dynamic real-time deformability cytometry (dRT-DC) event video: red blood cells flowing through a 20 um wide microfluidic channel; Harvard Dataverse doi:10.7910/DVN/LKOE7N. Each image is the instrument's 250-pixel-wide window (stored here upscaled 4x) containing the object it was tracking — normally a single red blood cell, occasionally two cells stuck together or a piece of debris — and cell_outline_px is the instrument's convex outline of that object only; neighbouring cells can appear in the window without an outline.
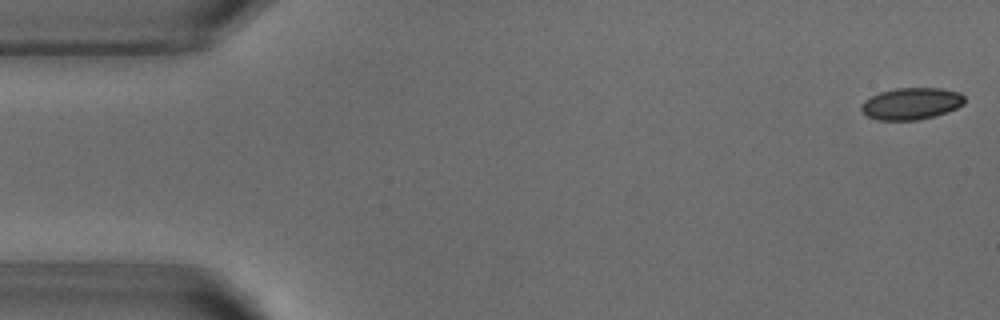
{"species": "common noctule bat (a hibernating species)", "species_latin": "Nyctalus noctula", "temperature_condition": "warm", "stored_images_in_passage": 52, "camera_frame_rate_fps": 3000, "um_per_image_px": 0.085, "animal": {"sex": "male", "body_mass_g": 18.8}, "frame": {"image": 1, "passage_image": 1, "time_ms": 0.0, "image_size_px": [1000, 320], "cell_outline_px": [[964, 104], [956, 108], [936, 116], [916, 120], [876, 120], [868, 116], [860, 108], [864, 100], [880, 92], [896, 88], [940, 88], [960, 92], [964, 96]], "centroid_in_image_um": [77.47, 8.81], "position_along_channel_um": 7.5, "area_um2": 19.13}}
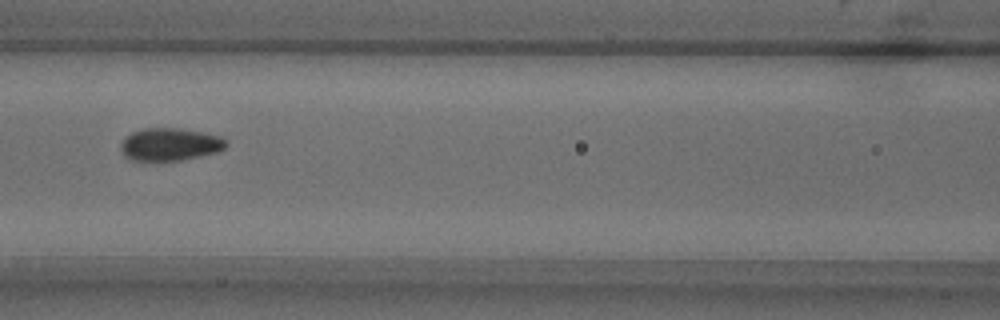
{"frame": {"image": 2, "passage_image": 22, "time_ms": 7.0, "image_size_px": [1000, 320], "cell_outline_px": [[228, 144], [224, 148], [216, 152], [200, 156], [180, 160], [128, 160], [120, 152], [120, 144], [124, 136], [140, 128], [180, 128], [204, 132], [220, 136]], "centroid_in_image_um": [14.38, 12.26], "position_along_channel_um": 152.2, "area_um2": 20.23}}
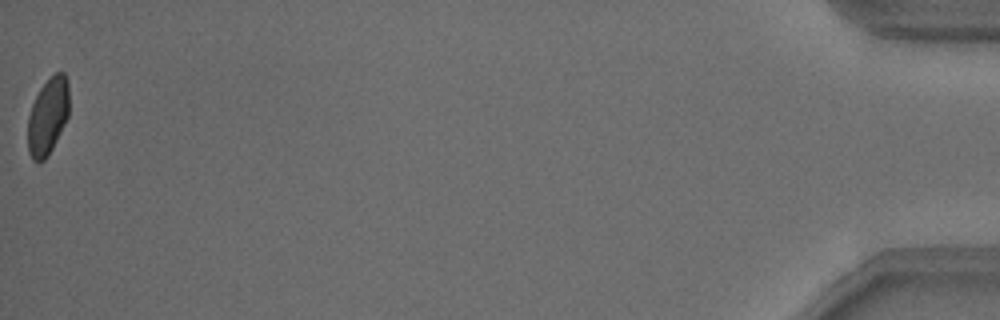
{"frame": {"image": 3, "passage_image": 52, "time_ms": 17.0, "image_size_px": [1000, 320], "cell_outline_px": [[68, 116], [48, 156], [44, 160], [32, 160], [28, 152], [28, 116], [32, 104], [40, 88], [56, 72], [64, 72], [68, 80]], "centroid_in_image_um": [4.06, 9.87], "position_along_channel_um": 431.1, "area_um2": 18.26}, "authors_computed_cell_mechanics": {"area_um2": 19.8832, "velocity_mm_per_s": 3.8232, "shape_relaxation_time_tau1_ms": 4.3834, "shape_relaxation_time_tau2_ms": null, "deformation_change_tau1": 0.0933, "deformation_change_tau2": null}}